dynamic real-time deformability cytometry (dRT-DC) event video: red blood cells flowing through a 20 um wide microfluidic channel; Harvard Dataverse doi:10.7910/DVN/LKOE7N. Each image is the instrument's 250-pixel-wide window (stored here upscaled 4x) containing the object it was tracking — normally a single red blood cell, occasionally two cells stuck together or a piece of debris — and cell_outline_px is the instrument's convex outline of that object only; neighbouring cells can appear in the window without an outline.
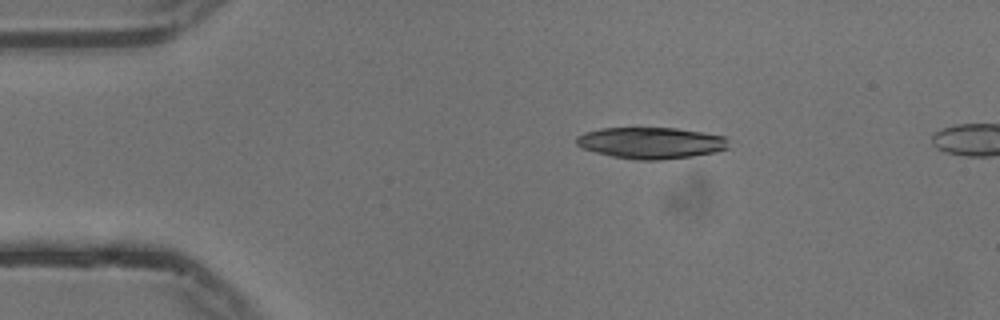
{"species": "common noctule bat (a hibernating species)", "species_latin": "Nyctalus noctula", "temperature_condition": "cold", "stored_images_in_passage": 44, "camera_frame_rate_fps": 3000, "um_per_image_px": 0.085, "animal": {"sex": "male", "body_mass_g": 13.3}, "frame": {"image": 1, "passage_image": 1, "time_ms": 0.0, "image_size_px": [1000, 320], "cell_outline_px": [[728, 148], [716, 152], [692, 156], [660, 160], [636, 160], [612, 156], [580, 148], [576, 144], [576, 136], [584, 132], [600, 128], [676, 128], [704, 132], [724, 136], [728, 140]], "centroid_in_image_um": [55.32, 12.14], "position_along_channel_um": 29.7, "area_um2": 28.03}}